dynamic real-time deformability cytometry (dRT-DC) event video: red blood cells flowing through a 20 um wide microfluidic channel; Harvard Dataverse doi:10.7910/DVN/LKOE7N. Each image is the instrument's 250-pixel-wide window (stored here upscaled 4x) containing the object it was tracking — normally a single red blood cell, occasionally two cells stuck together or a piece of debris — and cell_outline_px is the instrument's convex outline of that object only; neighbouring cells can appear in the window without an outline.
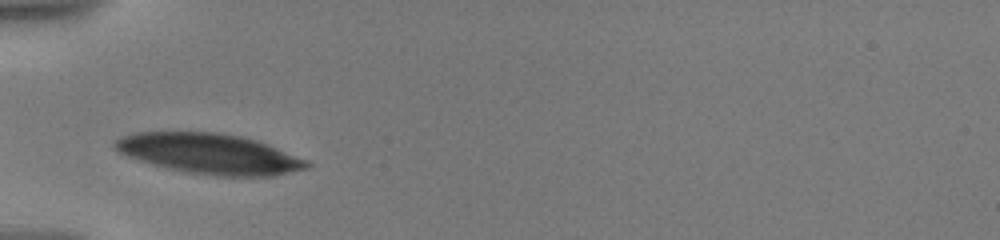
{"species": "human", "species_latin": "Homo sapiens", "temperature_condition": "warm", "stored_images_in_passage": 15, "camera_frame_rate_fps": 3000, "um_per_image_px": 0.085, "donor": {"sex": "male"}, "frame": {"image": 1, "passage_image": 1, "time_ms": 0.0, "image_size_px": [1000, 240], "cell_outline_px": [[308, 168], [276, 176], [216, 176], [188, 172], [168, 168], [140, 160], [128, 156], [120, 152], [112, 144], [120, 136], [136, 132], [216, 132], [240, 136], [256, 140], [304, 160], [308, 164]], "centroid_in_image_um": [17.76, 13.06], "position_along_channel_um": 67.2, "area_um2": 44.39}}
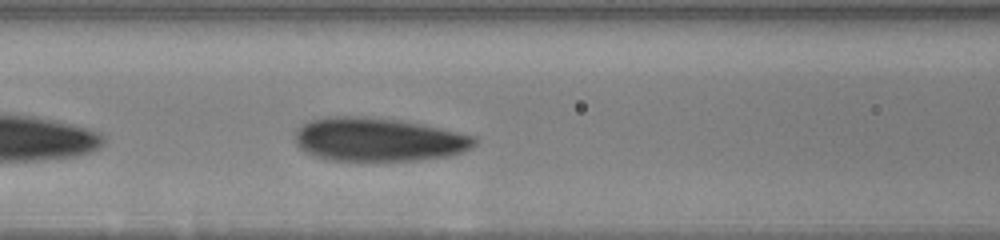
{"frame": {"image": 2, "passage_image": 5, "time_ms": 2.0, "image_size_px": [1000, 240], "cell_outline_px": [[476, 144], [460, 152], [448, 156], [420, 160], [328, 160], [304, 152], [296, 144], [296, 128], [312, 120], [328, 116], [364, 116], [400, 120], [476, 136]], "centroid_in_image_um": [32.12, 11.86], "position_along_channel_um": 134.5, "area_um2": 45.26}}
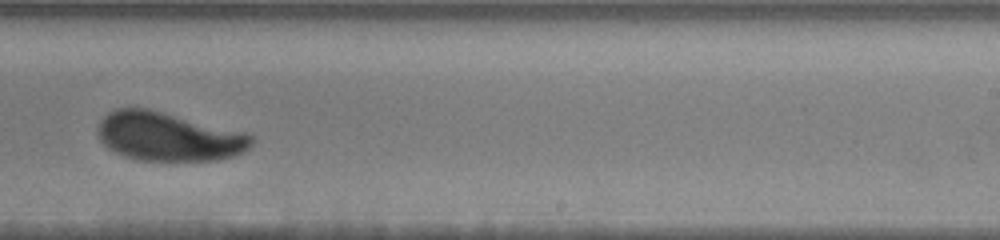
{"frame": {"image": 3, "passage_image": 13, "time_ms": 6.0, "image_size_px": [1000, 240], "cell_outline_px": [[252, 144], [248, 148], [232, 156], [216, 160], [136, 160], [124, 156], [108, 148], [100, 140], [96, 132], [100, 120], [108, 112], [116, 108], [148, 108], [244, 132], [252, 136]], "centroid_in_image_um": [14.26, 11.6], "position_along_channel_um": 274.7, "area_um2": 43.41}}